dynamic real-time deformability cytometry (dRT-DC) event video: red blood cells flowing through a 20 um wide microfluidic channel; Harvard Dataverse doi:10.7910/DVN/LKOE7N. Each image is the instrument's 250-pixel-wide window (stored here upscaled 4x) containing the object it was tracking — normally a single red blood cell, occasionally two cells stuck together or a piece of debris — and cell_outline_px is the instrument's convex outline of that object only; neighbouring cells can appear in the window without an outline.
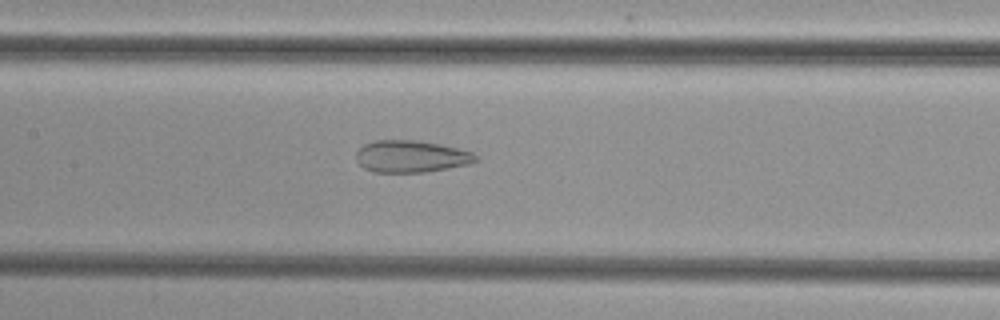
{"species": "common noctule bat (a hibernating species)", "species_latin": "Nyctalus noctula", "temperature_condition": "cold", "stored_images_in_passage": 41, "camera_frame_rate_fps": 3000, "um_per_image_px": 0.085, "animal": {"sex": "female", "body_mass_g": 29.2, "forearm_length_mm": 56.3}, "frame": {"image": 1, "passage_image": 14, "time_ms": 4.333, "image_size_px": [1000, 320], "cell_outline_px": [[480, 160], [468, 164], [448, 168], [424, 172], [372, 172], [364, 168], [356, 160], [356, 152], [364, 144], [376, 140], [416, 140], [440, 144], [472, 152], [480, 156]], "centroid_in_image_um": [34.96, 13.29], "position_along_channel_um": 172.4, "area_um2": 22.37}}
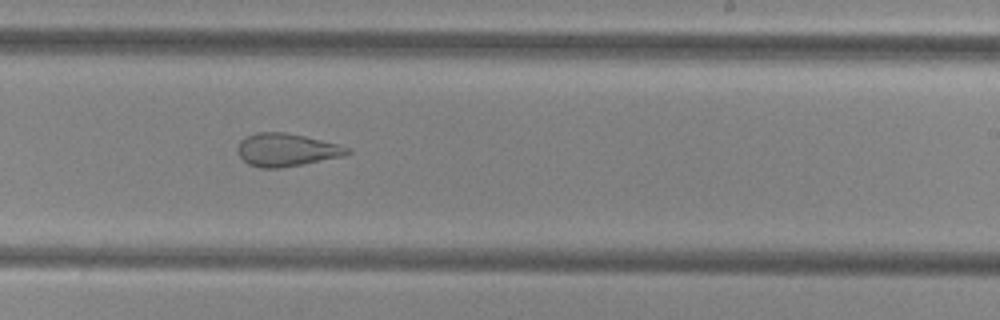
{"frame": {"image": 2, "passage_image": 21, "time_ms": 6.667, "image_size_px": [1000, 320], "cell_outline_px": [[352, 152], [344, 156], [280, 168], [260, 168], [248, 164], [240, 156], [236, 148], [240, 140], [244, 136], [256, 132], [284, 132], [304, 136], [352, 148]], "centroid_in_image_um": [24.32, 12.73], "position_along_channel_um": 264.7, "area_um2": 21.04}}
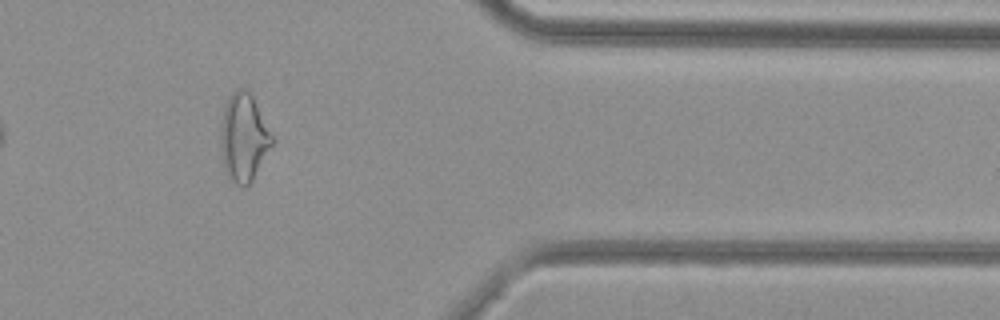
{"frame": {"image": 3, "passage_image": 32, "time_ms": 10.333, "image_size_px": [1000, 320], "cell_outline_px": [[276, 140], [252, 180], [244, 188], [240, 188], [228, 176], [224, 168], [220, 148], [220, 136], [224, 108], [228, 96], [236, 88], [244, 88], [252, 96]], "centroid_in_image_um": [20.73, 11.7], "position_along_channel_um": 390.7, "area_um2": 26.47}}